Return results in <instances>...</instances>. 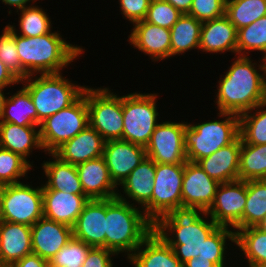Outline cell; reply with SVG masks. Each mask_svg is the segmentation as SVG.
I'll return each mask as SVG.
<instances>
[{
  "label": "cell",
  "instance_id": "obj_1",
  "mask_svg": "<svg viewBox=\"0 0 266 267\" xmlns=\"http://www.w3.org/2000/svg\"><path fill=\"white\" fill-rule=\"evenodd\" d=\"M234 57L213 94L216 112L240 116L266 102V59L260 57L256 62L251 56Z\"/></svg>",
  "mask_w": 266,
  "mask_h": 267
},
{
  "label": "cell",
  "instance_id": "obj_2",
  "mask_svg": "<svg viewBox=\"0 0 266 267\" xmlns=\"http://www.w3.org/2000/svg\"><path fill=\"white\" fill-rule=\"evenodd\" d=\"M218 227L201 208L177 207L154 224V231L184 264L191 258L203 255L204 241Z\"/></svg>",
  "mask_w": 266,
  "mask_h": 267
},
{
  "label": "cell",
  "instance_id": "obj_3",
  "mask_svg": "<svg viewBox=\"0 0 266 267\" xmlns=\"http://www.w3.org/2000/svg\"><path fill=\"white\" fill-rule=\"evenodd\" d=\"M52 30L50 33L24 37L14 33L21 66L25 69V79L34 74L62 73L72 62L85 54V48L72 44L62 37V32ZM84 48V49H83ZM75 60V61H74Z\"/></svg>",
  "mask_w": 266,
  "mask_h": 267
},
{
  "label": "cell",
  "instance_id": "obj_4",
  "mask_svg": "<svg viewBox=\"0 0 266 267\" xmlns=\"http://www.w3.org/2000/svg\"><path fill=\"white\" fill-rule=\"evenodd\" d=\"M154 231L143 209L119 198L106 199L105 248L127 259Z\"/></svg>",
  "mask_w": 266,
  "mask_h": 267
},
{
  "label": "cell",
  "instance_id": "obj_5",
  "mask_svg": "<svg viewBox=\"0 0 266 267\" xmlns=\"http://www.w3.org/2000/svg\"><path fill=\"white\" fill-rule=\"evenodd\" d=\"M21 84L36 107L39 127L47 117L75 103L87 87L63 76V73L29 75L20 81Z\"/></svg>",
  "mask_w": 266,
  "mask_h": 267
},
{
  "label": "cell",
  "instance_id": "obj_6",
  "mask_svg": "<svg viewBox=\"0 0 266 267\" xmlns=\"http://www.w3.org/2000/svg\"><path fill=\"white\" fill-rule=\"evenodd\" d=\"M216 114L218 120L214 117L200 123L187 122L184 131L187 161L197 162L229 145L240 135L238 115L225 112Z\"/></svg>",
  "mask_w": 266,
  "mask_h": 267
},
{
  "label": "cell",
  "instance_id": "obj_7",
  "mask_svg": "<svg viewBox=\"0 0 266 267\" xmlns=\"http://www.w3.org/2000/svg\"><path fill=\"white\" fill-rule=\"evenodd\" d=\"M159 93L135 91L122 95V140L146 147L161 117L158 112Z\"/></svg>",
  "mask_w": 266,
  "mask_h": 267
},
{
  "label": "cell",
  "instance_id": "obj_8",
  "mask_svg": "<svg viewBox=\"0 0 266 267\" xmlns=\"http://www.w3.org/2000/svg\"><path fill=\"white\" fill-rule=\"evenodd\" d=\"M85 98L89 111V125L105 141L122 139L123 111L122 96L110 87L85 88Z\"/></svg>",
  "mask_w": 266,
  "mask_h": 267
},
{
  "label": "cell",
  "instance_id": "obj_9",
  "mask_svg": "<svg viewBox=\"0 0 266 267\" xmlns=\"http://www.w3.org/2000/svg\"><path fill=\"white\" fill-rule=\"evenodd\" d=\"M88 126L89 111L84 90L75 103L41 122L39 129L44 154L53 153Z\"/></svg>",
  "mask_w": 266,
  "mask_h": 267
},
{
  "label": "cell",
  "instance_id": "obj_10",
  "mask_svg": "<svg viewBox=\"0 0 266 267\" xmlns=\"http://www.w3.org/2000/svg\"><path fill=\"white\" fill-rule=\"evenodd\" d=\"M184 165L156 163L152 199L142 208L155 224L172 209L182 207Z\"/></svg>",
  "mask_w": 266,
  "mask_h": 267
},
{
  "label": "cell",
  "instance_id": "obj_11",
  "mask_svg": "<svg viewBox=\"0 0 266 267\" xmlns=\"http://www.w3.org/2000/svg\"><path fill=\"white\" fill-rule=\"evenodd\" d=\"M27 180L6 185L1 220L32 226L43 217L42 183L33 186Z\"/></svg>",
  "mask_w": 266,
  "mask_h": 267
},
{
  "label": "cell",
  "instance_id": "obj_12",
  "mask_svg": "<svg viewBox=\"0 0 266 267\" xmlns=\"http://www.w3.org/2000/svg\"><path fill=\"white\" fill-rule=\"evenodd\" d=\"M186 125L184 120L159 122L145 147L146 157L155 163L184 165L187 162L184 148Z\"/></svg>",
  "mask_w": 266,
  "mask_h": 267
},
{
  "label": "cell",
  "instance_id": "obj_13",
  "mask_svg": "<svg viewBox=\"0 0 266 267\" xmlns=\"http://www.w3.org/2000/svg\"><path fill=\"white\" fill-rule=\"evenodd\" d=\"M246 201L247 181L238 179L220 183L213 204L206 213L218 226L236 231L239 229Z\"/></svg>",
  "mask_w": 266,
  "mask_h": 267
},
{
  "label": "cell",
  "instance_id": "obj_14",
  "mask_svg": "<svg viewBox=\"0 0 266 267\" xmlns=\"http://www.w3.org/2000/svg\"><path fill=\"white\" fill-rule=\"evenodd\" d=\"M127 41L141 54L148 55L152 62L171 59L170 29L150 24L147 21H138L130 26ZM170 58V59H169Z\"/></svg>",
  "mask_w": 266,
  "mask_h": 267
},
{
  "label": "cell",
  "instance_id": "obj_15",
  "mask_svg": "<svg viewBox=\"0 0 266 267\" xmlns=\"http://www.w3.org/2000/svg\"><path fill=\"white\" fill-rule=\"evenodd\" d=\"M219 184L196 162L187 161L184 164L182 207H198L206 212L213 204Z\"/></svg>",
  "mask_w": 266,
  "mask_h": 267
},
{
  "label": "cell",
  "instance_id": "obj_16",
  "mask_svg": "<svg viewBox=\"0 0 266 267\" xmlns=\"http://www.w3.org/2000/svg\"><path fill=\"white\" fill-rule=\"evenodd\" d=\"M145 148L126 140L105 142L103 158L109 169L110 177L119 187L129 174L145 159Z\"/></svg>",
  "mask_w": 266,
  "mask_h": 267
},
{
  "label": "cell",
  "instance_id": "obj_17",
  "mask_svg": "<svg viewBox=\"0 0 266 267\" xmlns=\"http://www.w3.org/2000/svg\"><path fill=\"white\" fill-rule=\"evenodd\" d=\"M72 237V227L43 216L31 226L32 253L49 261Z\"/></svg>",
  "mask_w": 266,
  "mask_h": 267
},
{
  "label": "cell",
  "instance_id": "obj_18",
  "mask_svg": "<svg viewBox=\"0 0 266 267\" xmlns=\"http://www.w3.org/2000/svg\"><path fill=\"white\" fill-rule=\"evenodd\" d=\"M106 199L89 200L72 227L73 237L90 247L105 248Z\"/></svg>",
  "mask_w": 266,
  "mask_h": 267
},
{
  "label": "cell",
  "instance_id": "obj_19",
  "mask_svg": "<svg viewBox=\"0 0 266 267\" xmlns=\"http://www.w3.org/2000/svg\"><path fill=\"white\" fill-rule=\"evenodd\" d=\"M155 174L156 163L145 157L118 187L116 197L142 209L152 199Z\"/></svg>",
  "mask_w": 266,
  "mask_h": 267
},
{
  "label": "cell",
  "instance_id": "obj_20",
  "mask_svg": "<svg viewBox=\"0 0 266 267\" xmlns=\"http://www.w3.org/2000/svg\"><path fill=\"white\" fill-rule=\"evenodd\" d=\"M84 194L90 199L116 198L118 187L110 177L103 156L76 165Z\"/></svg>",
  "mask_w": 266,
  "mask_h": 267
},
{
  "label": "cell",
  "instance_id": "obj_21",
  "mask_svg": "<svg viewBox=\"0 0 266 267\" xmlns=\"http://www.w3.org/2000/svg\"><path fill=\"white\" fill-rule=\"evenodd\" d=\"M200 51L210 55L226 52L237 55V29L225 15L202 23Z\"/></svg>",
  "mask_w": 266,
  "mask_h": 267
},
{
  "label": "cell",
  "instance_id": "obj_22",
  "mask_svg": "<svg viewBox=\"0 0 266 267\" xmlns=\"http://www.w3.org/2000/svg\"><path fill=\"white\" fill-rule=\"evenodd\" d=\"M105 140L90 125L64 142L53 154L61 161L78 165L103 156Z\"/></svg>",
  "mask_w": 266,
  "mask_h": 267
},
{
  "label": "cell",
  "instance_id": "obj_23",
  "mask_svg": "<svg viewBox=\"0 0 266 267\" xmlns=\"http://www.w3.org/2000/svg\"><path fill=\"white\" fill-rule=\"evenodd\" d=\"M31 253V226L0 220V267H10Z\"/></svg>",
  "mask_w": 266,
  "mask_h": 267
},
{
  "label": "cell",
  "instance_id": "obj_24",
  "mask_svg": "<svg viewBox=\"0 0 266 267\" xmlns=\"http://www.w3.org/2000/svg\"><path fill=\"white\" fill-rule=\"evenodd\" d=\"M242 138L239 135L232 143L206 156L196 163L219 183L239 179V162Z\"/></svg>",
  "mask_w": 266,
  "mask_h": 267
},
{
  "label": "cell",
  "instance_id": "obj_25",
  "mask_svg": "<svg viewBox=\"0 0 266 267\" xmlns=\"http://www.w3.org/2000/svg\"><path fill=\"white\" fill-rule=\"evenodd\" d=\"M43 216L73 227L84 205L90 200L86 195H75L58 190H42Z\"/></svg>",
  "mask_w": 266,
  "mask_h": 267
},
{
  "label": "cell",
  "instance_id": "obj_26",
  "mask_svg": "<svg viewBox=\"0 0 266 267\" xmlns=\"http://www.w3.org/2000/svg\"><path fill=\"white\" fill-rule=\"evenodd\" d=\"M0 147L20 155L32 167L35 164L29 158L33 151L45 152L39 126H20L9 122H0Z\"/></svg>",
  "mask_w": 266,
  "mask_h": 267
},
{
  "label": "cell",
  "instance_id": "obj_27",
  "mask_svg": "<svg viewBox=\"0 0 266 267\" xmlns=\"http://www.w3.org/2000/svg\"><path fill=\"white\" fill-rule=\"evenodd\" d=\"M127 260L132 267H184L173 249L155 231Z\"/></svg>",
  "mask_w": 266,
  "mask_h": 267
},
{
  "label": "cell",
  "instance_id": "obj_28",
  "mask_svg": "<svg viewBox=\"0 0 266 267\" xmlns=\"http://www.w3.org/2000/svg\"><path fill=\"white\" fill-rule=\"evenodd\" d=\"M50 159L41 163L45 181L42 190H58L64 193L85 195L78 177L76 165L61 161L53 153H46ZM47 180V181H46Z\"/></svg>",
  "mask_w": 266,
  "mask_h": 267
},
{
  "label": "cell",
  "instance_id": "obj_29",
  "mask_svg": "<svg viewBox=\"0 0 266 267\" xmlns=\"http://www.w3.org/2000/svg\"><path fill=\"white\" fill-rule=\"evenodd\" d=\"M235 247L242 256L241 263L246 260V267H266V233L257 226L236 230Z\"/></svg>",
  "mask_w": 266,
  "mask_h": 267
},
{
  "label": "cell",
  "instance_id": "obj_30",
  "mask_svg": "<svg viewBox=\"0 0 266 267\" xmlns=\"http://www.w3.org/2000/svg\"><path fill=\"white\" fill-rule=\"evenodd\" d=\"M12 92L9 90L0 115V122L20 126H37V111L29 92L23 87Z\"/></svg>",
  "mask_w": 266,
  "mask_h": 267
},
{
  "label": "cell",
  "instance_id": "obj_31",
  "mask_svg": "<svg viewBox=\"0 0 266 267\" xmlns=\"http://www.w3.org/2000/svg\"><path fill=\"white\" fill-rule=\"evenodd\" d=\"M201 21L188 14H182L178 21L171 27V59L195 51L199 53V43L201 34Z\"/></svg>",
  "mask_w": 266,
  "mask_h": 267
},
{
  "label": "cell",
  "instance_id": "obj_32",
  "mask_svg": "<svg viewBox=\"0 0 266 267\" xmlns=\"http://www.w3.org/2000/svg\"><path fill=\"white\" fill-rule=\"evenodd\" d=\"M43 7L37 3L35 5L27 6L17 13L18 25L17 23H8L7 26L17 35L24 37H36L50 33L53 30V22L47 8ZM45 9V10H44ZM48 12V13H47ZM52 22V23H51ZM18 26V29L16 28Z\"/></svg>",
  "mask_w": 266,
  "mask_h": 267
},
{
  "label": "cell",
  "instance_id": "obj_33",
  "mask_svg": "<svg viewBox=\"0 0 266 267\" xmlns=\"http://www.w3.org/2000/svg\"><path fill=\"white\" fill-rule=\"evenodd\" d=\"M266 216V179L247 181V201L239 229L257 226Z\"/></svg>",
  "mask_w": 266,
  "mask_h": 267
},
{
  "label": "cell",
  "instance_id": "obj_34",
  "mask_svg": "<svg viewBox=\"0 0 266 267\" xmlns=\"http://www.w3.org/2000/svg\"><path fill=\"white\" fill-rule=\"evenodd\" d=\"M266 179V144H246L242 140L239 162V180Z\"/></svg>",
  "mask_w": 266,
  "mask_h": 267
},
{
  "label": "cell",
  "instance_id": "obj_35",
  "mask_svg": "<svg viewBox=\"0 0 266 267\" xmlns=\"http://www.w3.org/2000/svg\"><path fill=\"white\" fill-rule=\"evenodd\" d=\"M232 245L235 246V231L228 227L219 226L204 241L203 255H199L198 257L212 261L217 267H233L226 264V261L230 259L228 258L227 260V256L231 254L229 250L232 249L234 252Z\"/></svg>",
  "mask_w": 266,
  "mask_h": 267
},
{
  "label": "cell",
  "instance_id": "obj_36",
  "mask_svg": "<svg viewBox=\"0 0 266 267\" xmlns=\"http://www.w3.org/2000/svg\"><path fill=\"white\" fill-rule=\"evenodd\" d=\"M239 131L246 144H266V102L239 116Z\"/></svg>",
  "mask_w": 266,
  "mask_h": 267
},
{
  "label": "cell",
  "instance_id": "obj_37",
  "mask_svg": "<svg viewBox=\"0 0 266 267\" xmlns=\"http://www.w3.org/2000/svg\"><path fill=\"white\" fill-rule=\"evenodd\" d=\"M225 16L238 30L266 16V0H226Z\"/></svg>",
  "mask_w": 266,
  "mask_h": 267
},
{
  "label": "cell",
  "instance_id": "obj_38",
  "mask_svg": "<svg viewBox=\"0 0 266 267\" xmlns=\"http://www.w3.org/2000/svg\"><path fill=\"white\" fill-rule=\"evenodd\" d=\"M254 51L266 59V16L237 30V55L249 56Z\"/></svg>",
  "mask_w": 266,
  "mask_h": 267
},
{
  "label": "cell",
  "instance_id": "obj_39",
  "mask_svg": "<svg viewBox=\"0 0 266 267\" xmlns=\"http://www.w3.org/2000/svg\"><path fill=\"white\" fill-rule=\"evenodd\" d=\"M34 168L20 155L0 147V183L11 185L28 180V173ZM21 179L23 181H21Z\"/></svg>",
  "mask_w": 266,
  "mask_h": 267
},
{
  "label": "cell",
  "instance_id": "obj_40",
  "mask_svg": "<svg viewBox=\"0 0 266 267\" xmlns=\"http://www.w3.org/2000/svg\"><path fill=\"white\" fill-rule=\"evenodd\" d=\"M0 34V61L21 81L25 79V69L21 66L14 32L6 25Z\"/></svg>",
  "mask_w": 266,
  "mask_h": 267
},
{
  "label": "cell",
  "instance_id": "obj_41",
  "mask_svg": "<svg viewBox=\"0 0 266 267\" xmlns=\"http://www.w3.org/2000/svg\"><path fill=\"white\" fill-rule=\"evenodd\" d=\"M90 248L83 241L72 237L49 262L58 267H81Z\"/></svg>",
  "mask_w": 266,
  "mask_h": 267
},
{
  "label": "cell",
  "instance_id": "obj_42",
  "mask_svg": "<svg viewBox=\"0 0 266 267\" xmlns=\"http://www.w3.org/2000/svg\"><path fill=\"white\" fill-rule=\"evenodd\" d=\"M182 13L165 0H151L144 21L160 27L171 29Z\"/></svg>",
  "mask_w": 266,
  "mask_h": 267
},
{
  "label": "cell",
  "instance_id": "obj_43",
  "mask_svg": "<svg viewBox=\"0 0 266 267\" xmlns=\"http://www.w3.org/2000/svg\"><path fill=\"white\" fill-rule=\"evenodd\" d=\"M226 0H193L189 14L204 22L225 15Z\"/></svg>",
  "mask_w": 266,
  "mask_h": 267
},
{
  "label": "cell",
  "instance_id": "obj_44",
  "mask_svg": "<svg viewBox=\"0 0 266 267\" xmlns=\"http://www.w3.org/2000/svg\"><path fill=\"white\" fill-rule=\"evenodd\" d=\"M117 2L123 19L133 25L138 21L144 20L151 0H118Z\"/></svg>",
  "mask_w": 266,
  "mask_h": 267
},
{
  "label": "cell",
  "instance_id": "obj_45",
  "mask_svg": "<svg viewBox=\"0 0 266 267\" xmlns=\"http://www.w3.org/2000/svg\"><path fill=\"white\" fill-rule=\"evenodd\" d=\"M117 257V254L106 248L91 247L81 267H114L113 259Z\"/></svg>",
  "mask_w": 266,
  "mask_h": 267
},
{
  "label": "cell",
  "instance_id": "obj_46",
  "mask_svg": "<svg viewBox=\"0 0 266 267\" xmlns=\"http://www.w3.org/2000/svg\"><path fill=\"white\" fill-rule=\"evenodd\" d=\"M10 267H48V260L35 253L28 254Z\"/></svg>",
  "mask_w": 266,
  "mask_h": 267
},
{
  "label": "cell",
  "instance_id": "obj_47",
  "mask_svg": "<svg viewBox=\"0 0 266 267\" xmlns=\"http://www.w3.org/2000/svg\"><path fill=\"white\" fill-rule=\"evenodd\" d=\"M20 84V80L0 61V87H15Z\"/></svg>",
  "mask_w": 266,
  "mask_h": 267
},
{
  "label": "cell",
  "instance_id": "obj_48",
  "mask_svg": "<svg viewBox=\"0 0 266 267\" xmlns=\"http://www.w3.org/2000/svg\"><path fill=\"white\" fill-rule=\"evenodd\" d=\"M2 4L6 5V7H8V10H7V13L9 15H11L13 12V10H11L13 7L14 12L18 11V10H21L27 6H30V5H33L35 4L37 1H39L40 3V0H0ZM43 1V0H41Z\"/></svg>",
  "mask_w": 266,
  "mask_h": 267
},
{
  "label": "cell",
  "instance_id": "obj_49",
  "mask_svg": "<svg viewBox=\"0 0 266 267\" xmlns=\"http://www.w3.org/2000/svg\"><path fill=\"white\" fill-rule=\"evenodd\" d=\"M184 267H217L212 261L200 257L191 258L184 263Z\"/></svg>",
  "mask_w": 266,
  "mask_h": 267
},
{
  "label": "cell",
  "instance_id": "obj_50",
  "mask_svg": "<svg viewBox=\"0 0 266 267\" xmlns=\"http://www.w3.org/2000/svg\"><path fill=\"white\" fill-rule=\"evenodd\" d=\"M165 1L172 4L182 14H189V10L191 8L193 0H165Z\"/></svg>",
  "mask_w": 266,
  "mask_h": 267
},
{
  "label": "cell",
  "instance_id": "obj_51",
  "mask_svg": "<svg viewBox=\"0 0 266 267\" xmlns=\"http://www.w3.org/2000/svg\"><path fill=\"white\" fill-rule=\"evenodd\" d=\"M5 90H6L5 87H0V115L4 106L5 98L7 97L8 94V92L4 93Z\"/></svg>",
  "mask_w": 266,
  "mask_h": 267
},
{
  "label": "cell",
  "instance_id": "obj_52",
  "mask_svg": "<svg viewBox=\"0 0 266 267\" xmlns=\"http://www.w3.org/2000/svg\"><path fill=\"white\" fill-rule=\"evenodd\" d=\"M5 187L6 185L0 183V220H1V215H2V203H3Z\"/></svg>",
  "mask_w": 266,
  "mask_h": 267
},
{
  "label": "cell",
  "instance_id": "obj_53",
  "mask_svg": "<svg viewBox=\"0 0 266 267\" xmlns=\"http://www.w3.org/2000/svg\"><path fill=\"white\" fill-rule=\"evenodd\" d=\"M259 229L266 233V216L265 218L257 225Z\"/></svg>",
  "mask_w": 266,
  "mask_h": 267
},
{
  "label": "cell",
  "instance_id": "obj_54",
  "mask_svg": "<svg viewBox=\"0 0 266 267\" xmlns=\"http://www.w3.org/2000/svg\"><path fill=\"white\" fill-rule=\"evenodd\" d=\"M48 267H58V266H55V265H53L52 263H50V262L48 261Z\"/></svg>",
  "mask_w": 266,
  "mask_h": 267
}]
</instances>
